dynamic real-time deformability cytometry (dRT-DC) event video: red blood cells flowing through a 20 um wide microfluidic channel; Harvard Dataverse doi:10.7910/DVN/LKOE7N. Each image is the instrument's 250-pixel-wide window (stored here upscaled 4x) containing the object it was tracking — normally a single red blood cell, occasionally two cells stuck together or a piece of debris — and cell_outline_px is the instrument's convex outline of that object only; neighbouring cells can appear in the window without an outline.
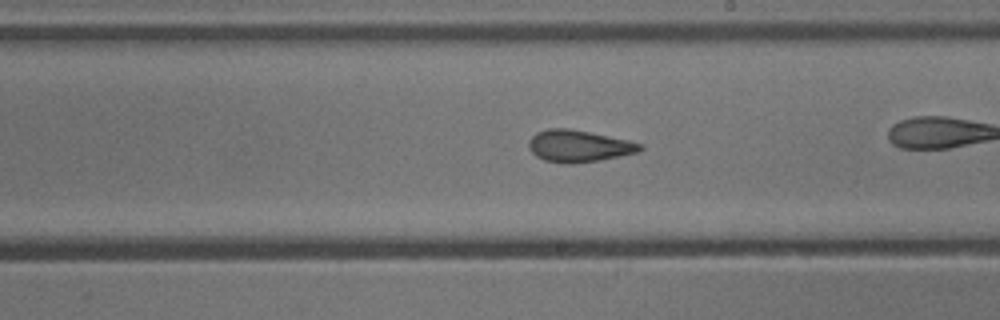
{"species": "common noctule bat (a hibernating species)", "species_latin": "Nyctalus noctula", "temperature_condition": "cold", "stored_images_in_passage": 41, "camera_frame_rate_fps": 3000, "um_per_image_px": 0.085, "animal": {"sex": "male", "body_mass_g": 13.3}, "frame": {"image": 1, "passage_image": 30, "time_ms": 9.667, "image_size_px": [1000, 320], "cell_outline_px": [[644, 148], [636, 152], [620, 156], [600, 160], [572, 164], [568, 164], [544, 160], [536, 156], [528, 148], [528, 140], [536, 132], [548, 128], [568, 128], [628, 140], [644, 144]], "centroid_in_image_um": [49.17, 12.41], "position_along_channel_um": 239.8, "area_um2": 20.69}}